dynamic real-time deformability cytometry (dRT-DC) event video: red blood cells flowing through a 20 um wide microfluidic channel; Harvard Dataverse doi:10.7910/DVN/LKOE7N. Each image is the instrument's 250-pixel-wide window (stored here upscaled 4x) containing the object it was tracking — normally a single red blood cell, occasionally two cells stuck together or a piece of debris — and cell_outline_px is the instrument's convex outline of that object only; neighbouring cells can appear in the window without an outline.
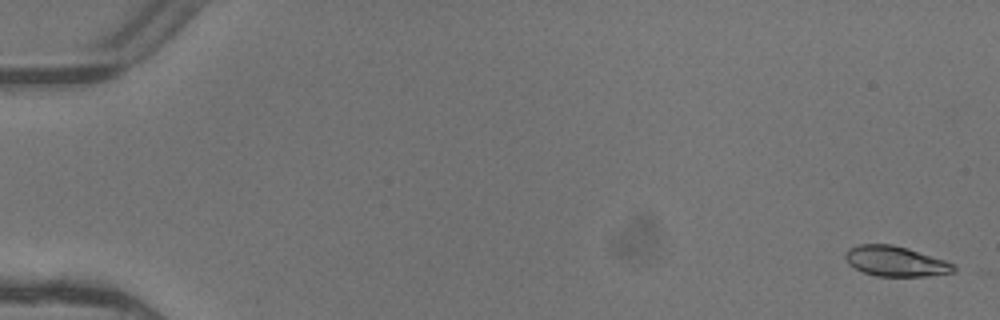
{"species": "common noctule bat (a hibernating species)", "species_latin": "Nyctalus noctula", "temperature_condition": "warm", "stored_images_in_passage": 6, "camera_frame_rate_fps": 3000, "um_per_image_px": 0.085, "animal": {"sex": "female"}, "frame": {"image": 1, "passage_image": 1, "time_ms": 0.0, "image_size_px": [1000, 320], "cell_outline_px": [[956, 272], [928, 276], [876, 276], [864, 272], [848, 264], [844, 256], [844, 252], [848, 248], [856, 244], [892, 244], [908, 248], [956, 264]], "centroid_in_image_um": [76.11, 22.2], "position_along_channel_um": 8.9, "area_um2": 19.25}}
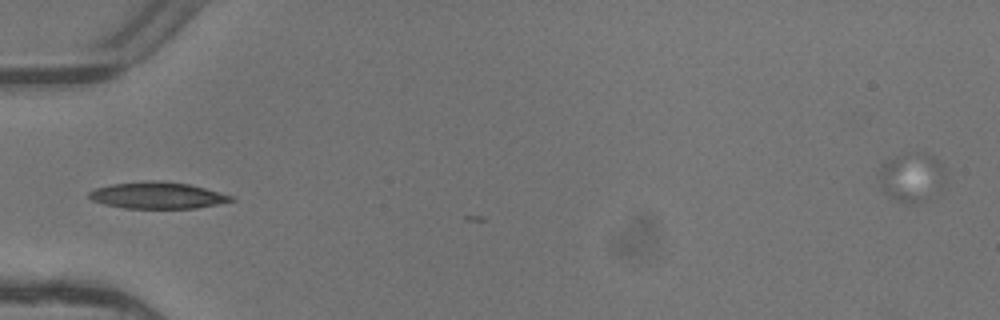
{"frame": {"image": 2, "passage_image": 5, "time_ms": 1.333, "image_size_px": [1000, 320], "cell_outline_px": [[236, 200], [196, 208], [124, 208], [104, 204], [92, 200], [88, 196], [88, 192], [96, 188], [112, 184], [144, 180], [152, 180], [188, 184], [204, 188], [232, 196]], "centroid_in_image_um": [13.34, 16.6], "position_along_channel_um": 71.7, "area_um2": 21.79}}